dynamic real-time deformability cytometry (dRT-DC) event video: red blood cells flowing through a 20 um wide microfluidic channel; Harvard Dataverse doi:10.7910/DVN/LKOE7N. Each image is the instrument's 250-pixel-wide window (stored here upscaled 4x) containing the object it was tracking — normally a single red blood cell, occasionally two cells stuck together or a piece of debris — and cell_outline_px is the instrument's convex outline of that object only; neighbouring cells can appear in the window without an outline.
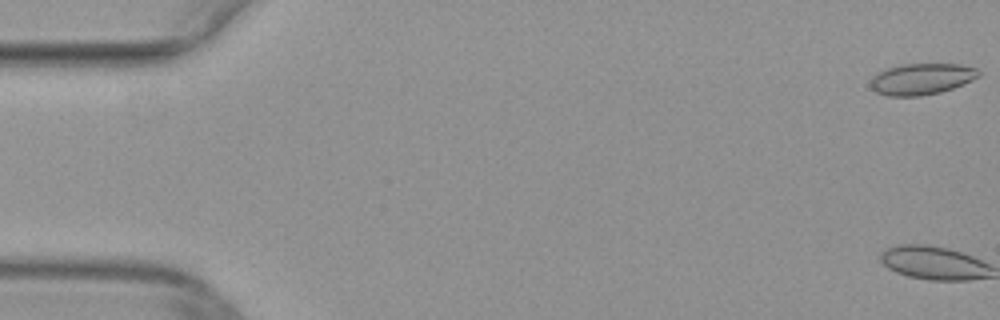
{"species": "common noctule bat (a hibernating species)", "species_latin": "Nyctalus noctula", "temperature_condition": "warm", "stored_images_in_passage": 7, "camera_frame_rate_fps": 3000, "um_per_image_px": 0.085, "animal": {"sex": "female", "body_mass_g": 29.2, "forearm_length_mm": 56.3}, "frame": {"image": 1, "passage_image": 1, "time_ms": 0.0, "image_size_px": [1000, 320], "cell_outline_px": [[980, 76], [972, 80], [952, 88], [940, 92], [920, 96], [888, 96], [876, 92], [872, 88], [872, 76], [888, 68], [900, 64], [960, 64], [976, 68], [980, 72]], "centroid_in_image_um": [78.35, 6.71], "position_along_channel_um": 6.6, "area_um2": 19.54}}